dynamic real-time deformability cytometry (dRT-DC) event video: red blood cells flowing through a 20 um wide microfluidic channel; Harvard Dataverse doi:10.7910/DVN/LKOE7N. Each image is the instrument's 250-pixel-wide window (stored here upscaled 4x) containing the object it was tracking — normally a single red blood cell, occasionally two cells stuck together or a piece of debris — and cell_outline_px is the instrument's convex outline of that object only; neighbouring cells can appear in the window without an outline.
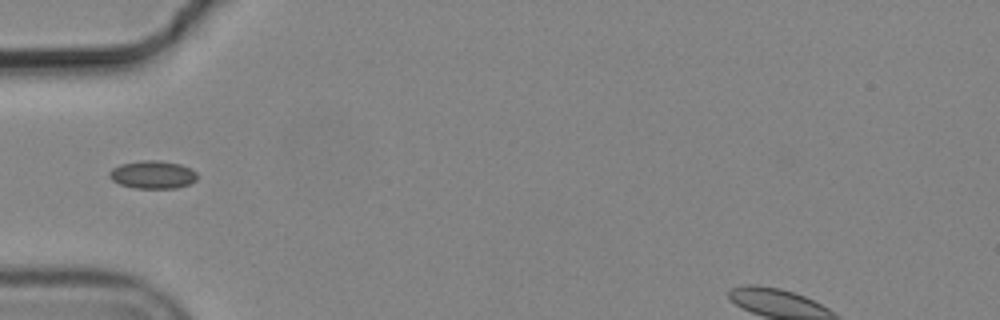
{"species": "common noctule bat (a hibernating species)", "species_latin": "Nyctalus noctula", "temperature_condition": "cold", "stored_images_in_passage": 5, "segment_of_instrument_passage": [2, 2], "camera_frame_rate_fps": 3000, "um_per_image_px": 0.085, "animal": {"sex": "male", "body_mass_g": 19.2, "forearm_length_mm": 51.8}, "frame": {"image": 1, "passage_image": 5, "time_ms": 1.333, "image_size_px": [1000, 320], "cell_outline_px": [[196, 180], [188, 184], [176, 188], [132, 188], [120, 184], [112, 180], [108, 176], [108, 172], [112, 168], [120, 164], [140, 160], [160, 160], [180, 164], [192, 168], [196, 172]], "centroid_in_image_um": [12.95, 14.83], "position_along_channel_um": 72.0, "area_um2": 14.45}}